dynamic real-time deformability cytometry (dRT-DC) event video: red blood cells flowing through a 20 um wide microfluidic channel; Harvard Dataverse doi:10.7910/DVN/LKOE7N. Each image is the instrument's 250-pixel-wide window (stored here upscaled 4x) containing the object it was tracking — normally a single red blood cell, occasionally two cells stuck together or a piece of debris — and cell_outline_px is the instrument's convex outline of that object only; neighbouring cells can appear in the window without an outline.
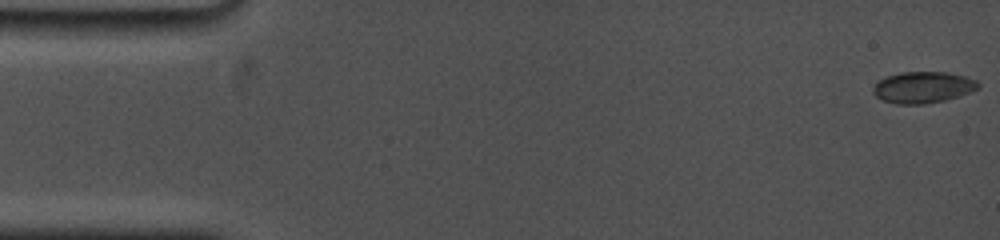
{"species": "common noctule bat (a hibernating species)", "species_latin": "Nyctalus noctula", "temperature_condition": "cold", "stored_images_in_passage": 8, "camera_frame_rate_fps": 5000, "um_per_image_px": 0.085, "animal": {"sex": "female", "body_mass_g": 19.0, "forearm_length_mm": 53.3}, "frame": {"image": 1, "passage_image": 1, "time_ms": 0.0, "image_size_px": [1000, 240], "cell_outline_px": [[980, 88], [960, 96], [944, 100], [924, 104], [896, 104], [884, 100], [876, 96], [872, 92], [872, 88], [880, 80], [888, 76], [900, 72], [948, 72], [964, 76], [976, 80], [980, 84]], "centroid_in_image_um": [78.48, 7.42], "position_along_channel_um": 6.5, "area_um2": 19.19}}
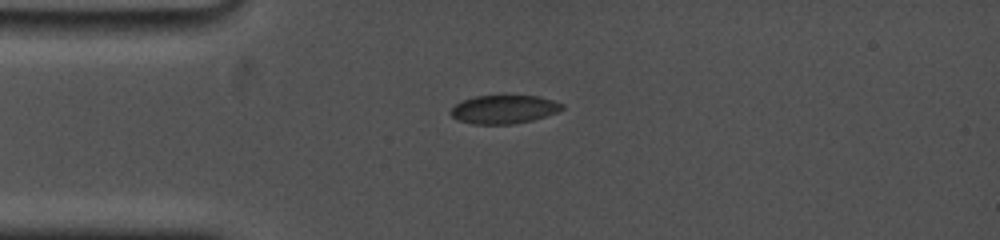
{"frame": {"image": 2, "passage_image": 6, "time_ms": 4.0, "image_size_px": [1000, 240], "cell_outline_px": [[564, 108], [556, 112], [532, 120], [512, 124], [472, 124], [456, 120], [448, 112], [456, 104], [464, 100], [476, 96], [536, 96], [552, 100], [564, 104]], "centroid_in_image_um": [42.8, 9.3], "position_along_channel_um": 42.2, "area_um2": 18.32}}
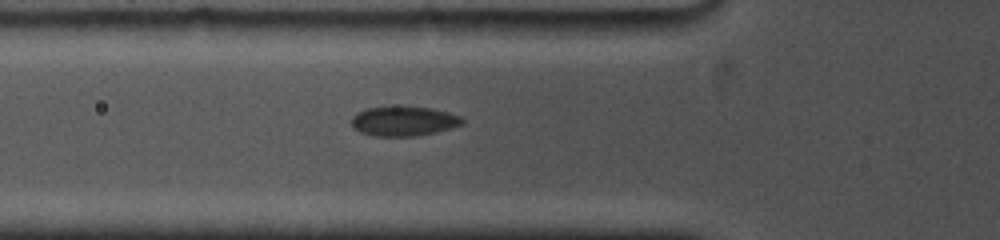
{"frame": {"image": 3, "passage_image": 8, "time_ms": 5.8, "image_size_px": [1000, 240], "cell_outline_px": [[464, 124], [452, 128], [436, 132], [416, 136], [376, 136], [360, 132], [352, 128], [352, 116], [356, 112], [364, 108], [432, 108], [448, 112], [460, 116], [464, 120]], "centroid_in_image_um": [34.32, 10.32], "position_along_channel_um": 91.5, "area_um2": 18.9}}